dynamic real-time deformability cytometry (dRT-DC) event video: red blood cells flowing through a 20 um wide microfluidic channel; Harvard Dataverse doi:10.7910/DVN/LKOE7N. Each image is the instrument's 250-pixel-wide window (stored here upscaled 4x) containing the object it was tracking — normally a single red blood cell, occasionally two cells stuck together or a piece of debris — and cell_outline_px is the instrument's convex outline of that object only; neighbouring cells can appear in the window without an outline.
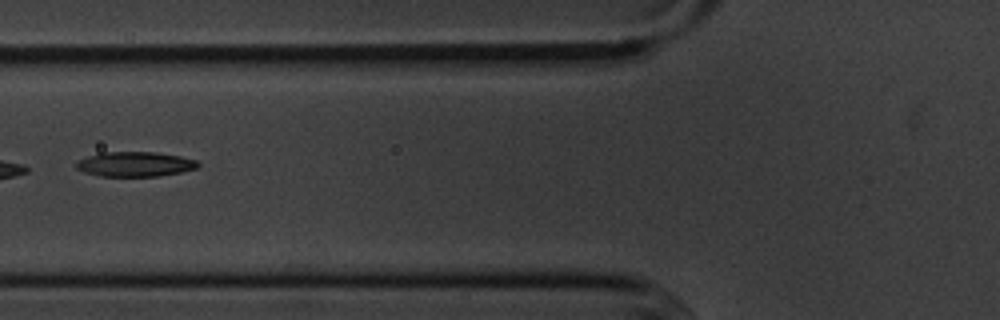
{"species": "common noctule bat (a hibernating species)", "species_latin": "Nyctalus noctula", "temperature_condition": "cold", "stored_images_in_passage": 9, "camera_frame_rate_fps": 3000, "um_per_image_px": 0.085, "animal": {"sex": "male", "body_mass_g": 20.1, "forearm_length_mm": 53.5}, "frame": {"image": 1, "passage_image": 4, "time_ms": 4.667, "image_size_px": [1000, 320], "cell_outline_px": [[200, 164], [196, 168], [180, 172], [156, 176], [100, 176], [84, 172], [76, 168], [76, 160], [100, 152], [156, 152], [180, 156], [196, 160]], "centroid_in_image_um": [11.44, 13.94], "position_along_channel_um": 114.4, "area_um2": 17.57}}
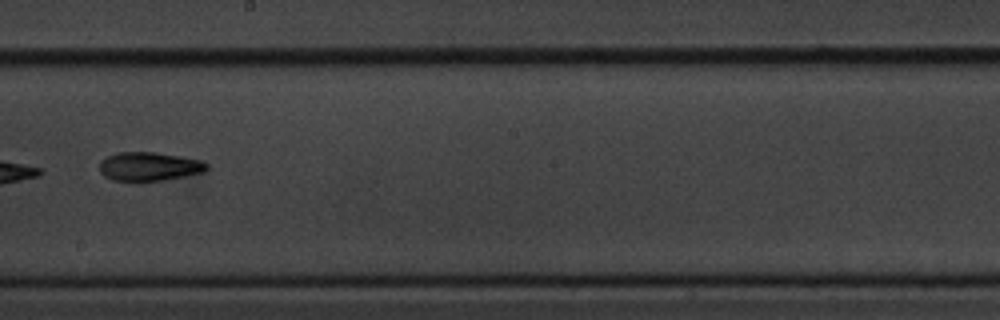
{"frame": {"image": 2, "passage_image": 7, "time_ms": 8.0, "image_size_px": [1000, 320], "cell_outline_px": [[208, 168], [204, 172], [164, 180], [112, 180], [104, 176], [100, 172], [100, 160], [116, 152], [156, 152], [180, 156], [200, 160], [208, 164]], "centroid_in_image_um": [12.67, 14.13], "position_along_channel_um": 235.5, "area_um2": 17.86}}
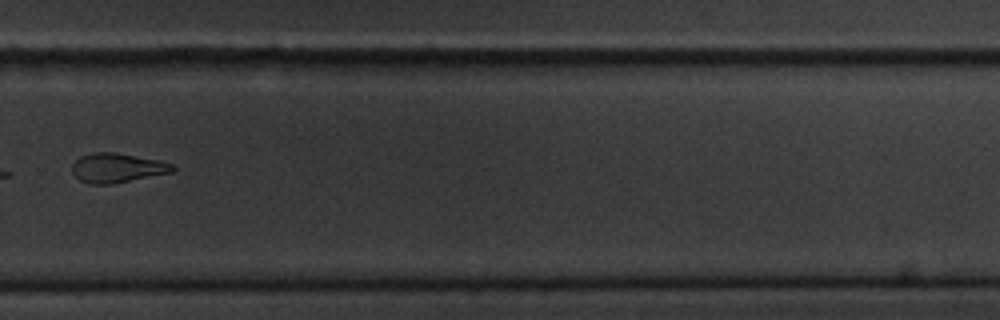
{"frame": {"image": 3, "passage_image": 9, "time_ms": 10.333, "image_size_px": [1000, 320], "cell_outline_px": [[176, 168], [172, 172], [112, 184], [88, 184], [80, 180], [72, 172], [72, 164], [80, 156], [92, 152], [112, 152], [160, 160], [172, 164]], "centroid_in_image_um": [9.94, 14.27], "position_along_channel_um": 319.9, "area_um2": 17.17}}